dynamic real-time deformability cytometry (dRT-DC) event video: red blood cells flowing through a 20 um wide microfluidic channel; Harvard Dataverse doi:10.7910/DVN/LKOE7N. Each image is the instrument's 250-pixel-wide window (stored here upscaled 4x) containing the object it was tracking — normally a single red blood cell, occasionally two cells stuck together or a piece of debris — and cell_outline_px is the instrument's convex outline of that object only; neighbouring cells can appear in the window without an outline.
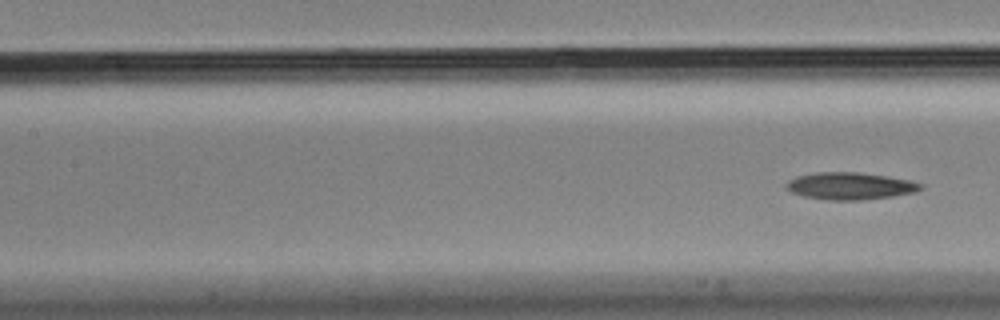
{"species": "Egyptian fruit bat (a non-hibernating species)", "species_latin": "Rousettus aegyptiacus", "temperature_condition": "cold", "stored_images_in_passage": 8, "segment_of_instrument_passage": [2, 2], "camera_frame_rate_fps": 3000, "um_per_image_px": 0.085, "animal": {"sex": "male"}, "frame": {"image": 1, "passage_image": 8, "time_ms": 2.333, "image_size_px": [1000, 320], "cell_outline_px": [[924, 188], [916, 192], [892, 196], [860, 200], [828, 200], [804, 196], [792, 192], [784, 188], [788, 180], [796, 176], [816, 172], [856, 172], [888, 176], [908, 180], [924, 184]], "centroid_in_image_um": [72.26, 15.8], "position_along_channel_um": 135.1, "area_um2": 21.33}}